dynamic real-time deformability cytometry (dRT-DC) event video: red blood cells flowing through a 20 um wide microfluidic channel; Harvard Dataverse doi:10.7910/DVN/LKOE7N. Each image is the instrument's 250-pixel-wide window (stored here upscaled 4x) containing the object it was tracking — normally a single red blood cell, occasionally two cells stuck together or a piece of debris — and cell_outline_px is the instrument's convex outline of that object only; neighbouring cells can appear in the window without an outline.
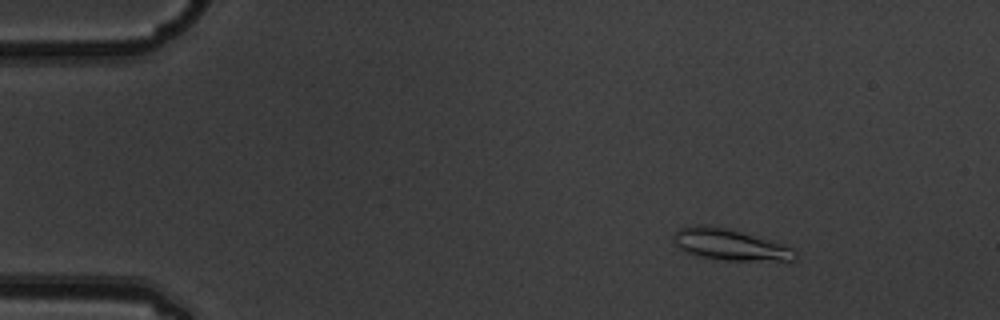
{"species": "common noctule bat (a hibernating species)", "species_latin": "Nyctalus noctula", "temperature_condition": "warm", "stored_images_in_passage": 7, "camera_frame_rate_fps": 3000, "um_per_image_px": 0.085, "animal": {"sex": "male", "body_mass_g": 19.5, "forearm_length_mm": 54.6}, "frame": {"image": 1, "passage_image": 3, "time_ms": 0.667, "image_size_px": [1000, 320], "cell_outline_px": [[796, 260], [724, 260], [696, 256], [684, 252], [672, 240], [672, 236], [680, 228], [692, 224], [700, 224], [724, 228], [740, 232], [780, 244], [792, 248], [796, 252]], "centroid_in_image_um": [61.94, 20.8], "position_along_channel_um": 23.1, "area_um2": 21.73}}